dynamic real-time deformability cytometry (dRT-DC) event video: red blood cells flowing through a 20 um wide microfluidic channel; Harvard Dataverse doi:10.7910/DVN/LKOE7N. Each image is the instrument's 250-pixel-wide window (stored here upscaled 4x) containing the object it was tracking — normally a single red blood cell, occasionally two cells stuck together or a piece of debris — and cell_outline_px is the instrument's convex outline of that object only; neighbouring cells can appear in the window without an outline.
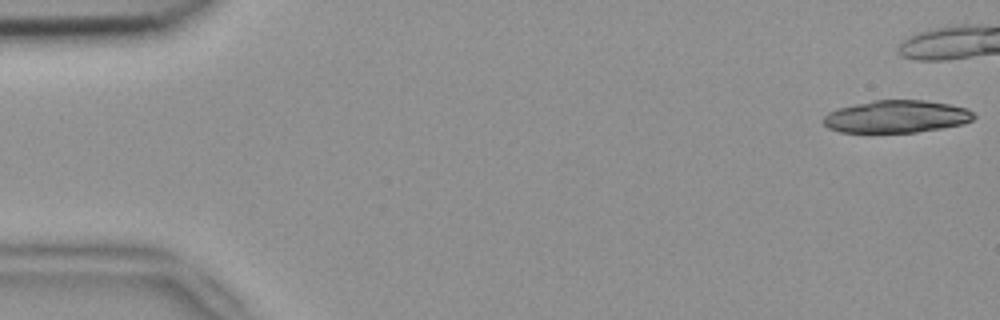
{"species": "common noctule bat (a hibernating species)", "species_latin": "Nyctalus noctula", "temperature_condition": "room temperature", "stored_images_in_passage": 10, "camera_frame_rate_fps": 3000, "um_per_image_px": 0.085, "animal": {"sex": "female", "body_mass_g": 18.4}, "frame": {"image": 1, "passage_image": 1, "time_ms": 0.0, "image_size_px": [1000, 320], "cell_outline_px": [[976, 116], [972, 120], [964, 124], [916, 132], [840, 132], [828, 128], [820, 120], [828, 112], [836, 108], [872, 100], [924, 100], [948, 104], [968, 108]], "centroid_in_image_um": [76.17, 9.9], "position_along_channel_um": 8.8, "area_um2": 28.61}}
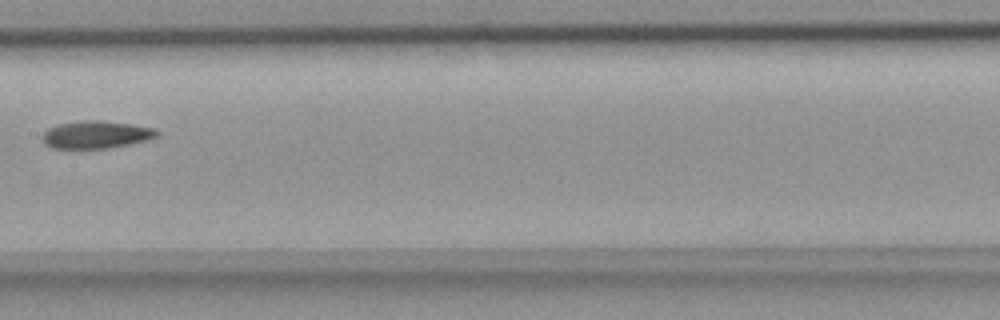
{"frame": {"image": 2, "passage_image": 9, "time_ms": 2.667, "image_size_px": [1000, 320], "cell_outline_px": [[160, 136], [148, 140], [108, 148], [52, 148], [44, 144], [44, 132], [48, 128], [60, 124], [80, 120], [100, 120], [132, 124], [156, 128], [160, 132]], "centroid_in_image_um": [8.23, 11.43], "position_along_channel_um": 199.2, "area_um2": 18.44}}
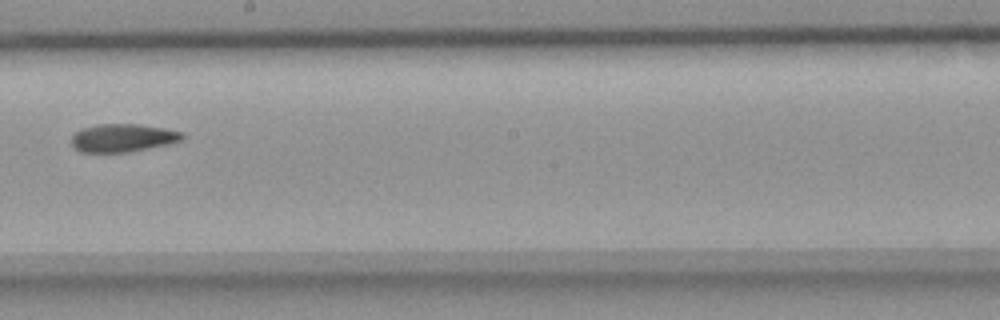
{"frame": {"image": 3, "passage_image": 10, "time_ms": 3.0, "image_size_px": [1000, 320], "cell_outline_px": [[184, 136], [180, 140], [168, 144], [128, 152], [80, 152], [72, 144], [72, 136], [80, 128], [96, 124], [140, 124], [164, 128], [184, 132]], "centroid_in_image_um": [10.42, 11.71], "position_along_channel_um": 237.8, "area_um2": 18.09}}